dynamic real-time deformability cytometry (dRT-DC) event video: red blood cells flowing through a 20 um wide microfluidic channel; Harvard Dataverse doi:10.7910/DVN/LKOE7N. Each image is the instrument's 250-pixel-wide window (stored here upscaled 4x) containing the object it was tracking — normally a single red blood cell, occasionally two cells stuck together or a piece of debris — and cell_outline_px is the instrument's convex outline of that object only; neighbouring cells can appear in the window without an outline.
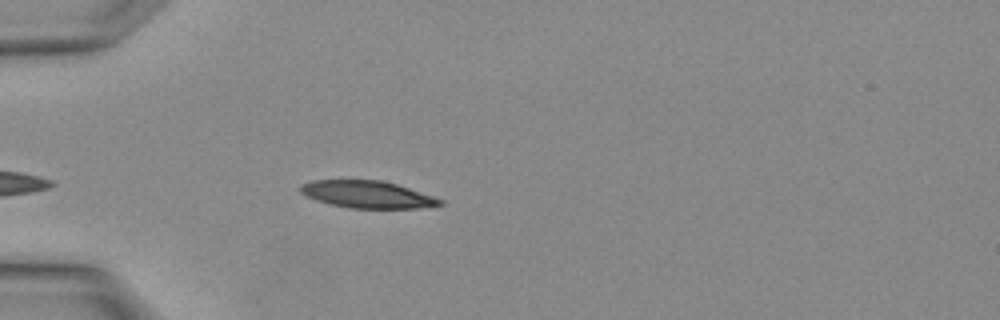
{"species": "Egyptian fruit bat (a non-hibernating species)", "species_latin": "Rousettus aegyptiacus", "temperature_condition": "warm", "stored_images_in_passage": 5, "camera_frame_rate_fps": 3000, "um_per_image_px": 0.085, "animal": {"sex": "female"}, "frame": {"image": 1, "passage_image": 5, "time_ms": 1.333, "image_size_px": [1000, 320], "cell_outline_px": [[444, 204], [420, 208], [348, 208], [316, 200], [300, 192], [300, 184], [312, 180], [380, 180], [396, 184], [444, 200]], "centroid_in_image_um": [31.21, 16.53], "position_along_channel_um": 53.8, "area_um2": 21.91}}